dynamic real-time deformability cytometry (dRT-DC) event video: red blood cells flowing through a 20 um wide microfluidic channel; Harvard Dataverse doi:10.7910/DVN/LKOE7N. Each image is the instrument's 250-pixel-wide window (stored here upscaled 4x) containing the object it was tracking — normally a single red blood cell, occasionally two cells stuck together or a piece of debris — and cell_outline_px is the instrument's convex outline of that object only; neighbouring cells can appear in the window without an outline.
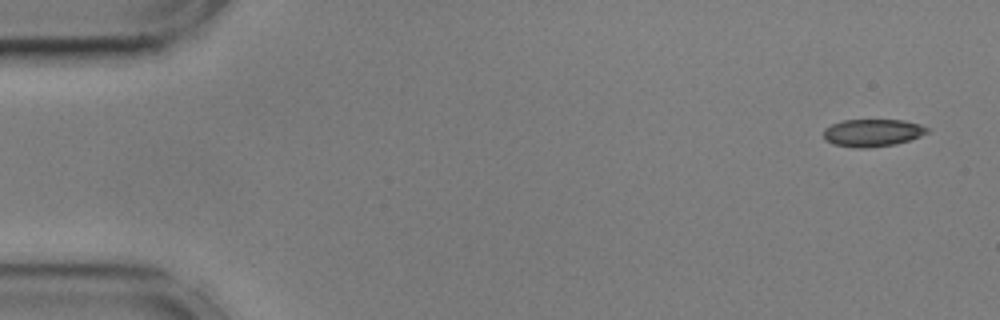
{"species": "common noctule bat (a hibernating species)", "species_latin": "Nyctalus noctula", "temperature_condition": "cold", "stored_images_in_passage": 9, "camera_frame_rate_fps": 3000, "um_per_image_px": 0.085, "animal": {"sex": "male", "body_mass_g": 17.9, "forearm_length_mm": 54.2}, "frame": {"image": 1, "passage_image": 1, "time_ms": 0.0, "image_size_px": [1000, 320], "cell_outline_px": [[928, 132], [920, 136], [896, 144], [868, 148], [856, 148], [832, 144], [824, 140], [824, 128], [832, 124], [844, 120], [904, 120], [920, 124], [928, 128]], "centroid_in_image_um": [74.14, 11.29], "position_along_channel_um": 10.9, "area_um2": 16.65}}